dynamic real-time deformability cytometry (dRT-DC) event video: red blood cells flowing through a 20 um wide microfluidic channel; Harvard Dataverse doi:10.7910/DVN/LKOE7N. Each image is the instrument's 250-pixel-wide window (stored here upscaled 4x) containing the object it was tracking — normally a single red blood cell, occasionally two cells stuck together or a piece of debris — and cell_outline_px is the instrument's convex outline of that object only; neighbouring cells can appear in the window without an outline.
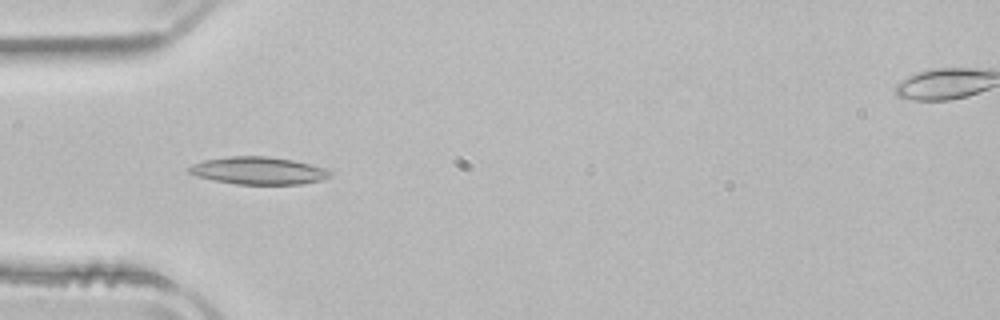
{"species": "common noctule bat (a hibernating species)", "species_latin": "Nyctalus noctula", "temperature_condition": "room temperature", "stored_images_in_passage": 6, "camera_frame_rate_fps": 3000, "um_per_image_px": 0.085, "animal": {"sex": "male", "body_mass_g": 21.5, "forearm_length_mm": 52.0}, "frame": {"image": 1, "passage_image": 4, "time_ms": 1.0, "image_size_px": [1000, 320], "cell_outline_px": [[332, 176], [324, 180], [300, 184], [236, 184], [212, 180], [196, 176], [188, 172], [184, 168], [192, 164], [204, 160], [228, 156], [268, 156], [292, 160], [324, 168], [332, 172]], "centroid_in_image_um": [21.93, 14.51], "position_along_channel_um": 63.1, "area_um2": 22.77}}
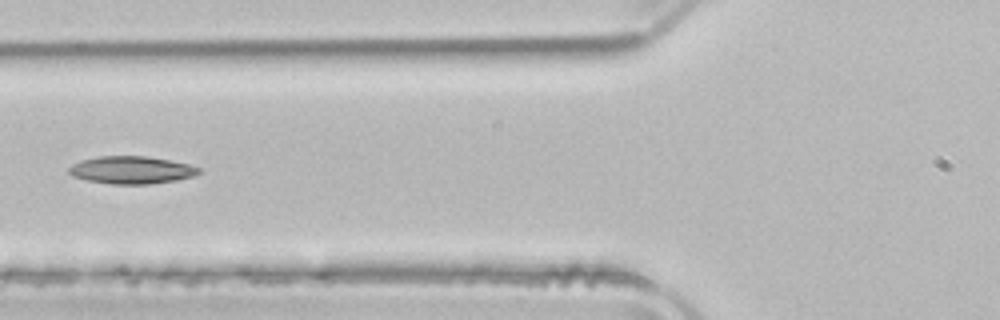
{"frame": {"image": 2, "passage_image": 5, "time_ms": 1.333, "image_size_px": [1000, 320], "cell_outline_px": [[200, 172], [192, 176], [176, 180], [148, 184], [112, 184], [88, 180], [72, 176], [68, 172], [68, 168], [72, 164], [80, 160], [100, 156], [148, 156], [188, 164], [200, 168]], "centroid_in_image_um": [11.14, 14.44], "position_along_channel_um": 114.7, "area_um2": 20.75}}
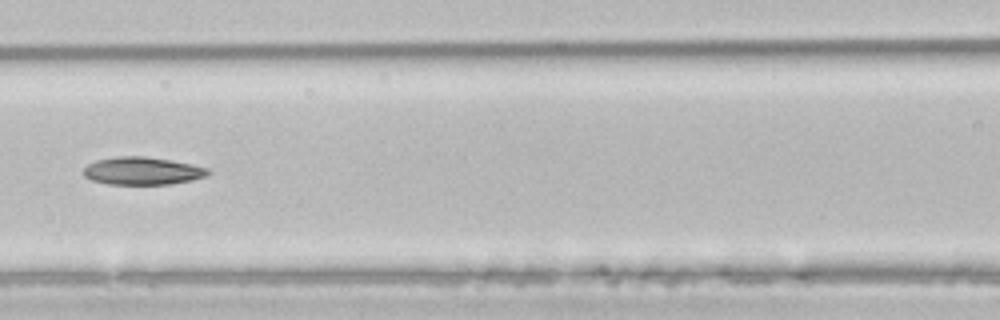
{"frame": {"image": 3, "passage_image": 6, "time_ms": 1.667, "image_size_px": [1000, 320], "cell_outline_px": [[212, 172], [208, 176], [192, 180], [168, 184], [108, 184], [92, 180], [84, 176], [84, 168], [88, 164], [96, 160], [116, 156], [144, 156], [192, 164], [208, 168]], "centroid_in_image_um": [12.12, 14.52], "position_along_channel_um": 154.5, "area_um2": 20.11}}